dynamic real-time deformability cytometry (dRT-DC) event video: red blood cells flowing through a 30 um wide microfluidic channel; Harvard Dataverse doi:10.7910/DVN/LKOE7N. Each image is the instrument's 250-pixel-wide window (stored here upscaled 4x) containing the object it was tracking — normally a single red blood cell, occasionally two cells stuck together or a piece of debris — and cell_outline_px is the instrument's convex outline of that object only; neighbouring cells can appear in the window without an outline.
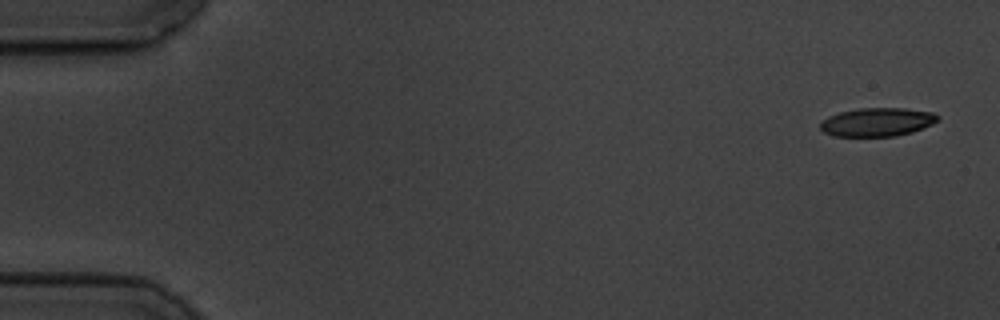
{"species": "common noctule bat (a hibernating species)", "species_latin": "Nyctalus noctula", "temperature_condition": "cold", "stored_images_in_passage": 5, "camera_frame_rate_fps": 3000, "um_per_image_px": 0.085, "animal": {"sex": "male", "body_mass_g": 19.5, "forearm_length_mm": 54.6}, "frame": {"image": 1, "passage_image": 1, "time_ms": 0.0, "image_size_px": [1000, 320], "cell_outline_px": [[940, 120], [932, 124], [912, 132], [896, 136], [832, 136], [824, 132], [820, 128], [820, 120], [828, 116], [840, 112], [860, 108], [904, 108], [932, 112], [940, 116]], "centroid_in_image_um": [74.56, 10.37], "position_along_channel_um": 10.4, "area_um2": 19.65}}
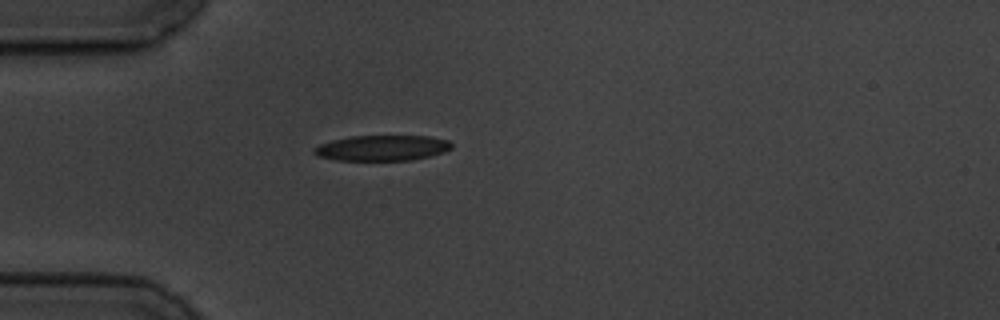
{"frame": {"image": 2, "passage_image": 4, "time_ms": 4.667, "image_size_px": [1000, 320], "cell_outline_px": [[452, 148], [444, 152], [412, 160], [336, 160], [316, 156], [312, 152], [312, 148], [320, 144], [332, 140], [352, 136], [428, 136], [448, 140], [452, 144]], "centroid_in_image_um": [32.45, 12.58], "position_along_channel_um": 52.6, "area_um2": 20.46}}